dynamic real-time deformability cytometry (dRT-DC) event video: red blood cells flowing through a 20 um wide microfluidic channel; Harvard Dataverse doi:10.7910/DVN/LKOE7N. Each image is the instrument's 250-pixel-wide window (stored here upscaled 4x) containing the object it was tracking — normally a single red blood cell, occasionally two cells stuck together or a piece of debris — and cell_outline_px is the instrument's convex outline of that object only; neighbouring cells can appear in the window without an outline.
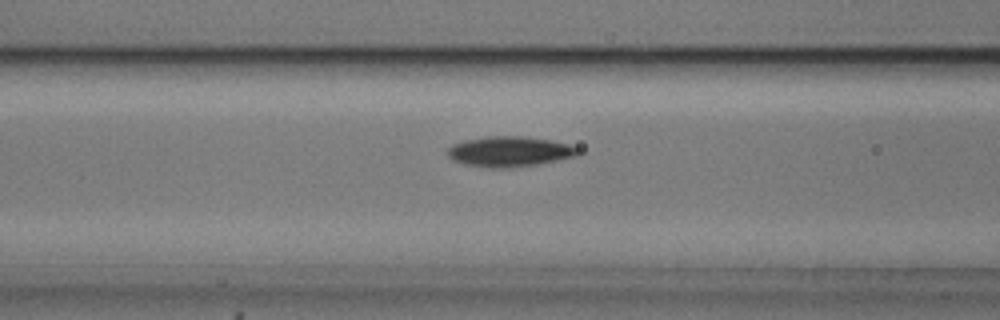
{"species": "common noctule bat (a hibernating species)", "species_latin": "Nyctalus noctula", "temperature_condition": "cold", "stored_images_in_passage": 53, "camera_frame_rate_fps": 3000, "um_per_image_px": 0.085, "animal": {"sex": "male", "body_mass_g": 20.5, "forearm_length_mm": 52.5}, "frame": {"image": 1, "passage_image": 20, "time_ms": 6.333, "image_size_px": [1000, 320], "cell_outline_px": [[584, 152], [576, 156], [536, 164], [512, 168], [488, 168], [464, 164], [452, 160], [448, 156], [448, 148], [452, 144], [464, 140], [488, 136], [524, 136], [572, 144], [580, 148]], "centroid_in_image_um": [43.34, 12.88], "position_along_channel_um": 123.3, "area_um2": 23.29}}
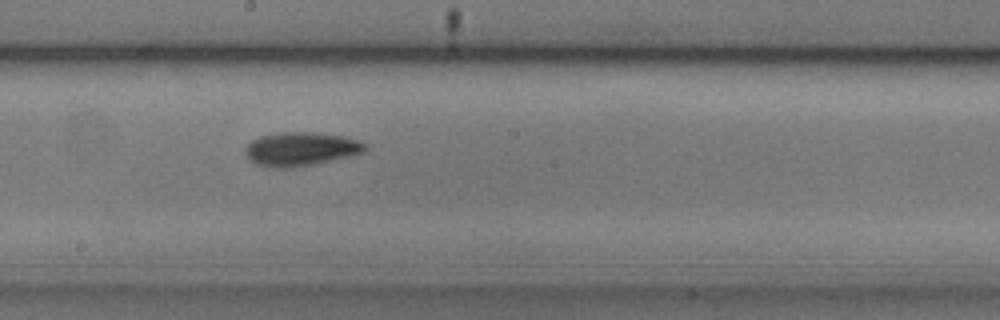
{"frame": {"image": 2, "passage_image": 28, "time_ms": 9.0, "image_size_px": [1000, 320], "cell_outline_px": [[368, 148], [364, 152], [348, 156], [312, 164], [288, 168], [276, 168], [256, 164], [248, 160], [244, 152], [244, 148], [252, 140], [260, 136], [280, 132], [312, 132], [344, 136], [368, 144]], "centroid_in_image_um": [25.54, 12.66], "position_along_channel_um": 222.7, "area_um2": 23.52}}
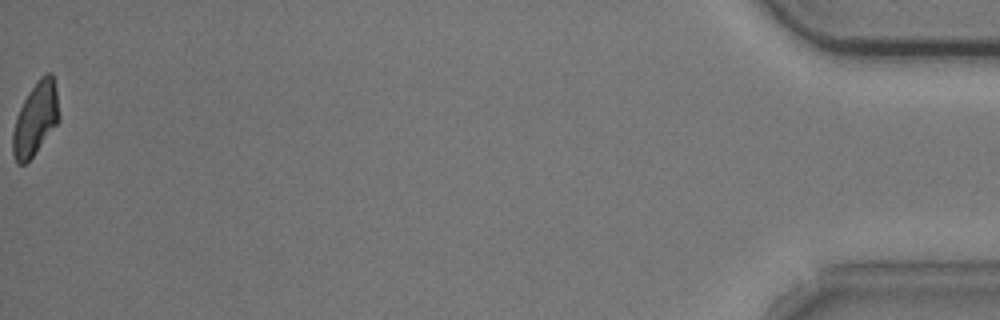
{"frame": {"image": 3, "passage_image": 53, "time_ms": 17.333, "image_size_px": [1000, 320], "cell_outline_px": [[60, 120], [32, 156], [24, 164], [16, 164], [12, 152], [12, 132], [16, 116], [28, 92], [40, 76], [44, 72], [52, 72], [56, 92], [60, 116]], "centroid_in_image_um": [3.0, 10.08], "position_along_channel_um": 432.2, "area_um2": 19.65}, "authors_computed_cell_mechanics": {"area_um2": 21.3282, "velocity_mm_per_s": 3.722, "shape_relaxation_time_tau1_ms": 1.6463, "shape_relaxation_time_tau2_ms": 4.8441, "deformation_change_tau1": 0.1307, "deformation_change_tau2": 0.1125}}